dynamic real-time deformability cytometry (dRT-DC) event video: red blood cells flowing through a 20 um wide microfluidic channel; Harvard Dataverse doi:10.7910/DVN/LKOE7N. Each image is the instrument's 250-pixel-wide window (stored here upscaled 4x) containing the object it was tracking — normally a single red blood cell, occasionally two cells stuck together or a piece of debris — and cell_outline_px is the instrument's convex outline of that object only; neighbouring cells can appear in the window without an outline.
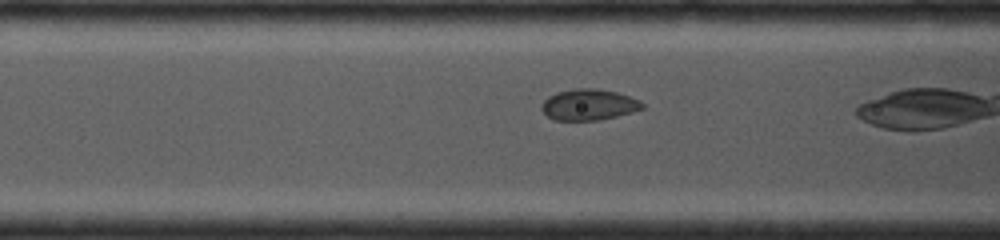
{"species": "common noctule bat (a hibernating species)", "species_latin": "Nyctalus noctula", "temperature_condition": "cold", "stored_images_in_passage": 31, "camera_frame_rate_fps": 4000, "um_per_image_px": 0.085, "animal": {"sex": "female", "body_mass_g": 19.0, "forearm_length_mm": 53.3}, "frame": {"image": 1, "passage_image": 5, "time_ms": 1.25, "image_size_px": [1000, 240], "cell_outline_px": [[644, 108], [632, 112], [600, 120], [552, 120], [540, 108], [540, 104], [548, 96], [556, 92], [572, 88], [592, 88], [616, 92], [640, 100], [644, 104]], "centroid_in_image_um": [50.01, 8.89], "position_along_channel_um": 116.6, "area_um2": 18.32}}
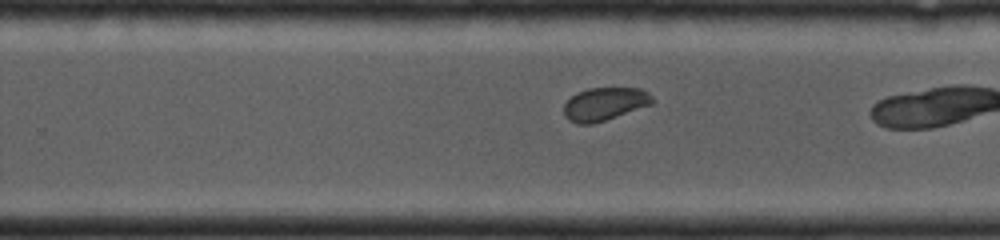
{"frame": {"image": 2, "passage_image": 17, "time_ms": 4.25, "image_size_px": [1000, 240], "cell_outline_px": [[652, 104], [592, 124], [576, 124], [568, 120], [564, 116], [564, 104], [576, 92], [588, 88], [640, 88], [648, 92], [652, 96]], "centroid_in_image_um": [51.35, 8.83], "position_along_channel_um": 278.4, "area_um2": 16.94}}